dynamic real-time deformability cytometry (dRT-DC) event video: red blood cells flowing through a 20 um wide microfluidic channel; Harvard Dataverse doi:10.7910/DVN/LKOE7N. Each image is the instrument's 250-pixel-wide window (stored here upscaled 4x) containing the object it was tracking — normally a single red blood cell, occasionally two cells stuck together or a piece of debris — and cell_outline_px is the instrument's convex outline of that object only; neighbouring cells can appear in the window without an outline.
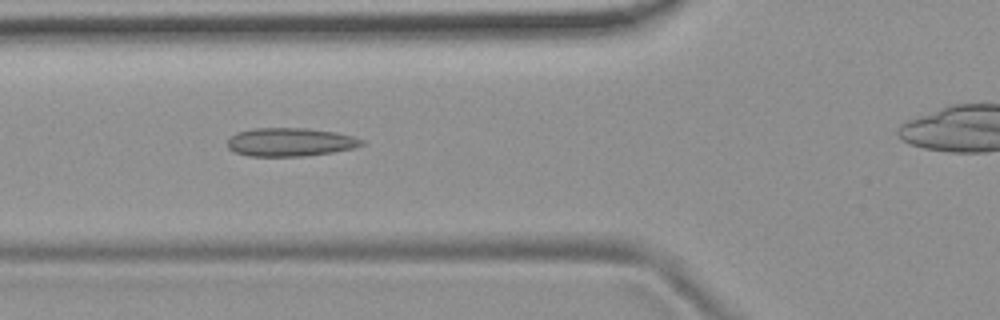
{"species": "common noctule bat (a hibernating species)", "species_latin": "Nyctalus noctula", "temperature_condition": "room temperature", "stored_images_in_passage": 33, "camera_frame_rate_fps": 3000, "um_per_image_px": 0.085, "animal": {"sex": "female", "body_mass_g": 19.9}, "frame": {"image": 1, "passage_image": 7, "time_ms": 2.0, "image_size_px": [1000, 320], "cell_outline_px": [[364, 144], [356, 148], [332, 152], [304, 156], [248, 156], [236, 152], [228, 148], [228, 140], [236, 132], [252, 128], [308, 128], [336, 132], [352, 136], [364, 140]], "centroid_in_image_um": [24.68, 12.07], "position_along_channel_um": 101.1, "area_um2": 22.31}}
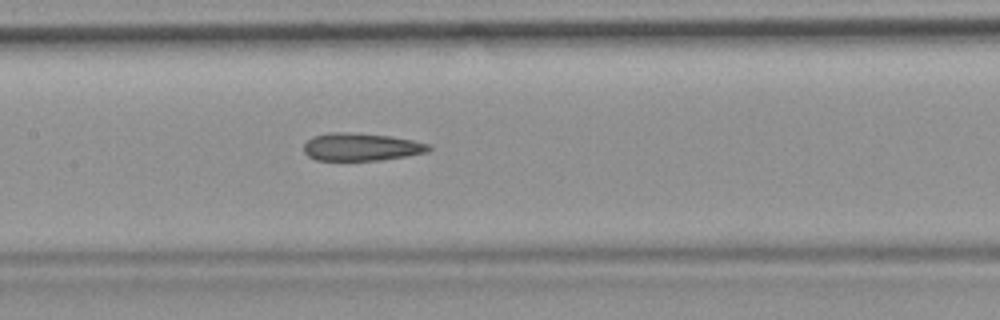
{"frame": {"image": 2, "passage_image": 13, "time_ms": 4.0, "image_size_px": [1000, 320], "cell_outline_px": [[432, 148], [428, 152], [380, 160], [316, 160], [308, 156], [304, 152], [304, 144], [312, 136], [328, 132], [352, 132], [388, 136], [412, 140], [432, 144]], "centroid_in_image_um": [30.69, 12.48], "position_along_channel_um": 176.7, "area_um2": 20.23}}
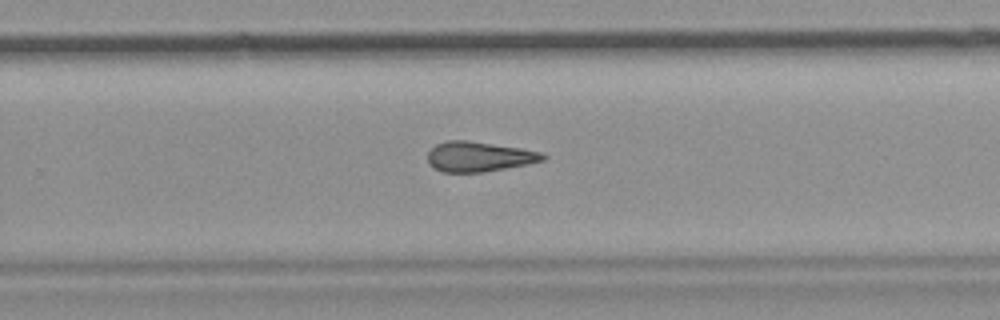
{"frame": {"image": 3, "passage_image": 22, "time_ms": 7.0, "image_size_px": [1000, 320], "cell_outline_px": [[548, 156], [544, 160], [528, 164], [484, 172], [444, 172], [428, 164], [428, 152], [436, 144], [448, 140], [468, 140], [520, 148], [544, 152]], "centroid_in_image_um": [40.74, 13.31], "position_along_channel_um": 289.1, "area_um2": 20.17}, "authors_computed_cell_mechanics": {"area_um2": 20.808, "velocity_mm_per_s": 3.7654, "shape_relaxation_time_tau1_ms": null, "shape_relaxation_time_tau2_ms": 5.7921, "deformation_change_tau1": null, "deformation_change_tau2": 0.1635}}